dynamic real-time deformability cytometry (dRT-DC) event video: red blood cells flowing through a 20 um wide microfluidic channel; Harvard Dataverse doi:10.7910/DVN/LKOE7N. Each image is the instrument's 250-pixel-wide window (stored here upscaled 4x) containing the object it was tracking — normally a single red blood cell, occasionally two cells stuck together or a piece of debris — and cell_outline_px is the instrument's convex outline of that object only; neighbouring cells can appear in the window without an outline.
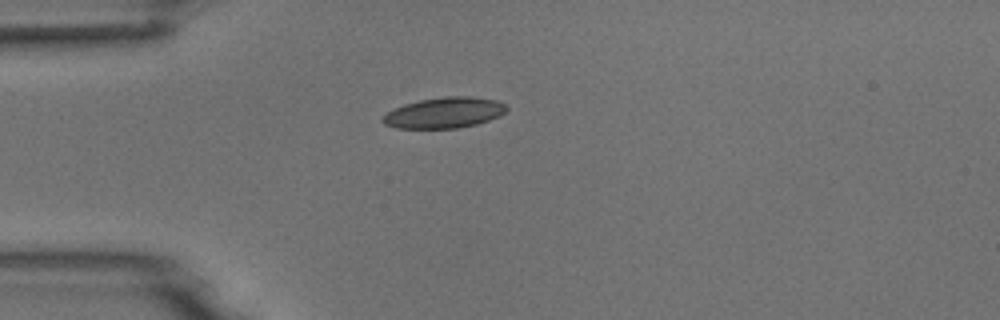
{"species": "common noctule bat (a hibernating species)", "species_latin": "Nyctalus noctula", "temperature_condition": "room temperature", "stored_images_in_passage": 2, "camera_frame_rate_fps": 3000, "um_per_image_px": 0.085, "animal": {"sex": "male", "body_mass_g": 18.8}, "frame": {"image": 1, "passage_image": 1, "time_ms": 0.0, "image_size_px": [1000, 320], "cell_outline_px": [[508, 108], [500, 116], [476, 124], [456, 128], [396, 128], [384, 124], [380, 120], [388, 112], [404, 104], [420, 100], [444, 96], [468, 96], [496, 100], [504, 104]], "centroid_in_image_um": [37.76, 9.58], "position_along_channel_um": 47.2, "area_um2": 22.02}}